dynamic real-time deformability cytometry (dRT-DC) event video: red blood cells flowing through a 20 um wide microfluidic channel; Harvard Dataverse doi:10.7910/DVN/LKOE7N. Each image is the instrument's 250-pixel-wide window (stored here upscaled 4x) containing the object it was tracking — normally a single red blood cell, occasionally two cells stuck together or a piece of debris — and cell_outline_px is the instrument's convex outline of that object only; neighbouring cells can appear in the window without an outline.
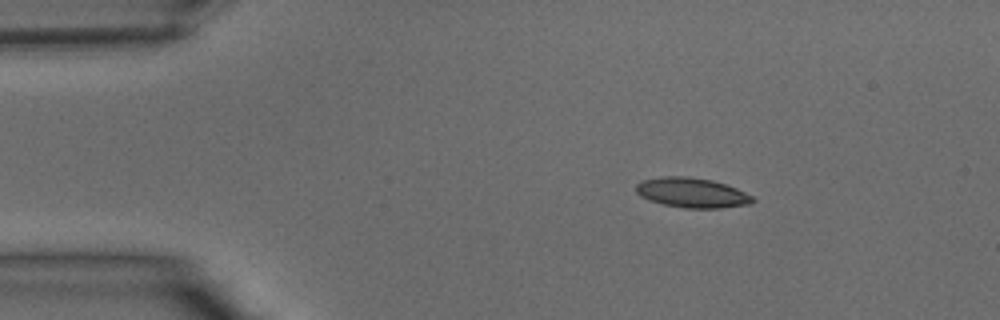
{"species": "common noctule bat (a hibernating species)", "species_latin": "Nyctalus noctula", "temperature_condition": "warm", "stored_images_in_passage": 30, "camera_frame_rate_fps": 3000, "um_per_image_px": 0.085, "animal": {"sex": "male", "body_mass_g": 15.6}, "frame": {"image": 1, "passage_image": 1, "time_ms": 0.0, "image_size_px": [1000, 320], "cell_outline_px": [[756, 200], [752, 204], [720, 208], [684, 208], [664, 204], [648, 200], [640, 196], [636, 192], [636, 184], [644, 180], [664, 176], [688, 176], [712, 180], [736, 188], [752, 196]], "centroid_in_image_um": [58.82, 16.38], "position_along_channel_um": 26.2, "area_um2": 20.29}}
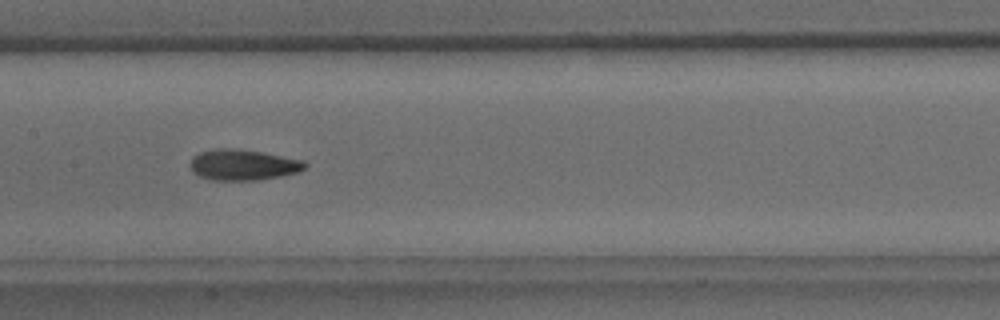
{"frame": {"image": 2, "passage_image": 14, "time_ms": 4.333, "image_size_px": [1000, 320], "cell_outline_px": [[308, 164], [304, 168], [296, 172], [280, 176], [256, 180], [212, 180], [200, 176], [192, 172], [192, 156], [200, 152], [216, 148], [232, 148], [264, 152], [304, 160]], "centroid_in_image_um": [20.67, 14.0], "position_along_channel_um": 186.7, "area_um2": 20.52}}
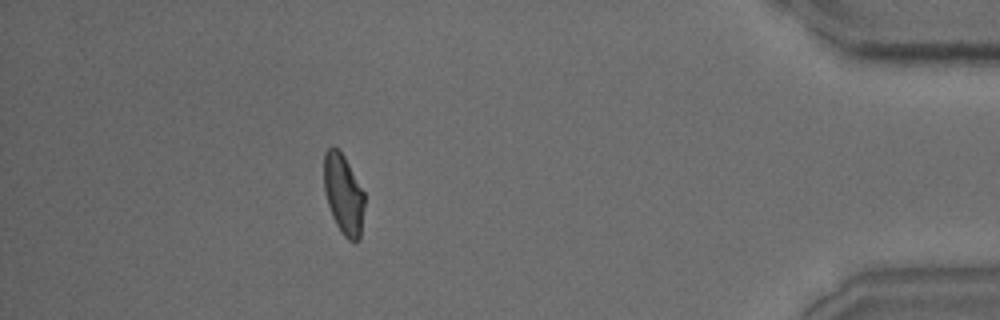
{"frame": {"image": 3, "passage_image": 30, "time_ms": 9.667, "image_size_px": [1000, 320], "cell_outline_px": [[364, 204], [360, 240], [356, 244], [348, 240], [344, 236], [336, 224], [332, 216], [324, 192], [324, 152], [328, 148], [336, 148], [344, 156], [364, 192]], "centroid_in_image_um": [29.2, 16.56], "position_along_channel_um": 406.0, "area_um2": 18.9}}